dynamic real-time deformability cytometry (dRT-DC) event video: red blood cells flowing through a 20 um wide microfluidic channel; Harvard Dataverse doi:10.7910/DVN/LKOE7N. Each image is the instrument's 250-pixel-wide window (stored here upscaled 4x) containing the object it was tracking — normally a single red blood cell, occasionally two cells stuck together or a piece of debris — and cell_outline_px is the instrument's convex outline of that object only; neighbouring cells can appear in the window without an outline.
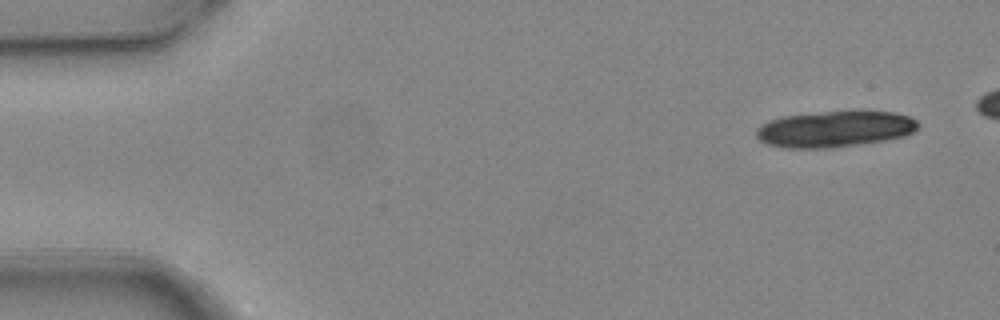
{"species": "common noctule bat (a hibernating species)", "species_latin": "Nyctalus noctula", "temperature_condition": "warm", "stored_images_in_passage": 5, "camera_frame_rate_fps": 3000, "um_per_image_px": 0.085, "animal": {"sex": "female", "body_mass_g": 24.6, "forearm_length_mm": 56.2}, "frame": {"image": 1, "passage_image": 1, "time_ms": 0.0, "image_size_px": [1000, 320], "cell_outline_px": [[920, 124], [912, 132], [904, 136], [884, 140], [860, 144], [832, 148], [788, 148], [768, 144], [760, 140], [756, 136], [756, 128], [760, 124], [768, 120], [784, 116], [860, 108], [896, 112], [908, 116], [916, 120]], "centroid_in_image_um": [70.99, 10.93], "position_along_channel_um": 14.0, "area_um2": 34.91}}